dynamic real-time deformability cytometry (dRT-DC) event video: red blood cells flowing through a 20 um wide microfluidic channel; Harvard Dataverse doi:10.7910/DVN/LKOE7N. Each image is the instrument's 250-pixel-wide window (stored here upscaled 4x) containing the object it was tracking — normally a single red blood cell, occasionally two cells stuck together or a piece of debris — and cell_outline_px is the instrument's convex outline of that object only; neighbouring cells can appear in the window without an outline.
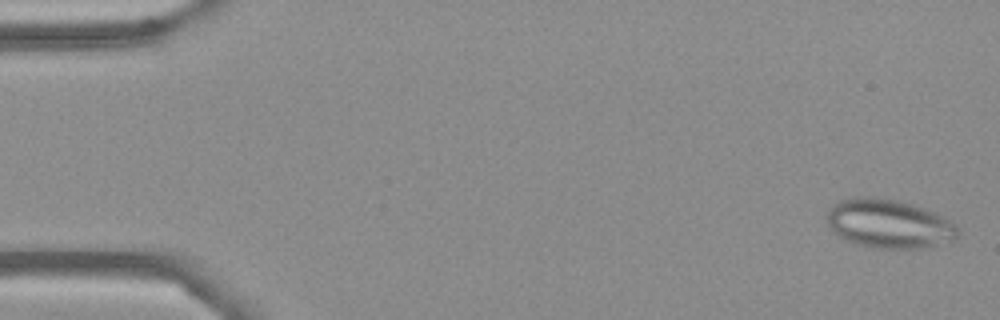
{"species": "Egyptian fruit bat (a non-hibernating species)", "species_latin": "Rousettus aegyptiacus", "temperature_condition": "cold", "stored_images_in_passage": 55, "camera_frame_rate_fps": 3000, "um_per_image_px": 0.085, "frame": {"image": 1, "passage_image": 2, "time_ms": 0.333, "image_size_px": [1000, 320], "cell_outline_px": [[960, 232], [956, 240], [920, 248], [880, 248], [856, 244], [840, 236], [828, 224], [828, 212], [840, 200], [852, 196], [880, 196], [912, 204], [924, 208], [944, 216]], "centroid_in_image_um": [75.59, 19.0], "position_along_channel_um": 9.4, "area_um2": 36.99}}
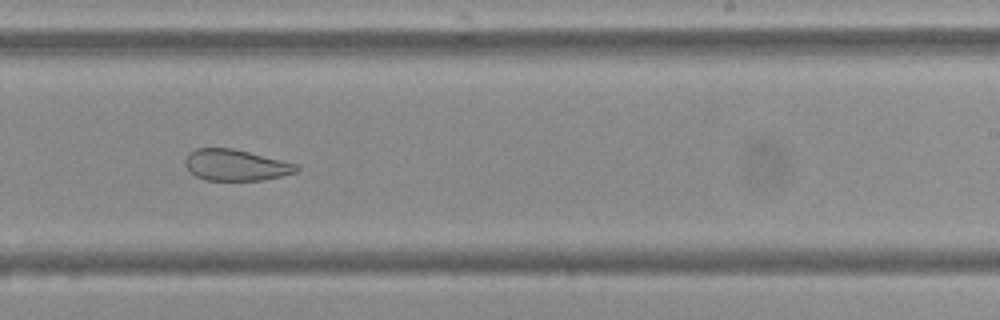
{"frame": {"image": 2, "passage_image": 34, "time_ms": 11.0, "image_size_px": [1000, 320], "cell_outline_px": [[300, 168], [296, 172], [264, 180], [204, 180], [196, 176], [184, 164], [184, 160], [196, 148], [232, 148], [300, 164]], "centroid_in_image_um": [20.08, 14.03], "position_along_channel_um": 268.9, "area_um2": 20.17}}
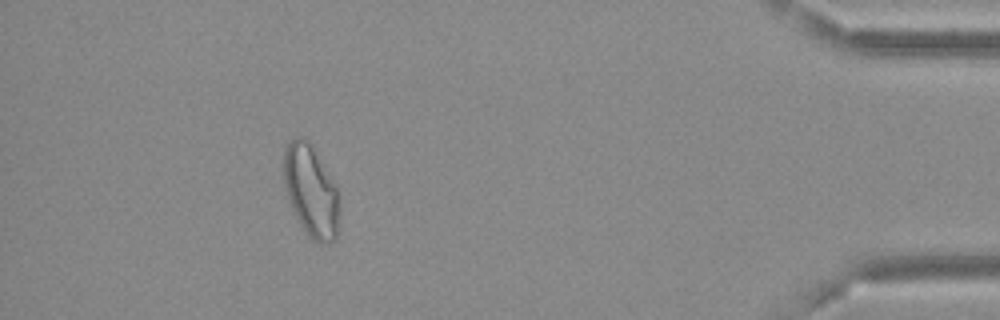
{"frame": {"image": 3, "passage_image": 50, "time_ms": 16.333, "image_size_px": [1000, 320], "cell_outline_px": [[340, 212], [336, 240], [332, 244], [320, 244], [312, 240], [308, 236], [296, 216], [292, 208], [284, 180], [284, 148], [288, 140], [296, 136], [300, 136], [308, 140], [336, 184], [340, 204]], "centroid_in_image_um": [26.47, 16.26], "position_along_channel_um": 408.7, "area_um2": 30.06}, "authors_computed_cell_mechanics": {"area_um2": 29.189, "velocity_mm_per_s": 3.6655, "shape_relaxation_time_tau1_ms": null, "shape_relaxation_time_tau2_ms": 1.8184, "deformation_change_tau1": null, "deformation_change_tau2": 0.0823}}